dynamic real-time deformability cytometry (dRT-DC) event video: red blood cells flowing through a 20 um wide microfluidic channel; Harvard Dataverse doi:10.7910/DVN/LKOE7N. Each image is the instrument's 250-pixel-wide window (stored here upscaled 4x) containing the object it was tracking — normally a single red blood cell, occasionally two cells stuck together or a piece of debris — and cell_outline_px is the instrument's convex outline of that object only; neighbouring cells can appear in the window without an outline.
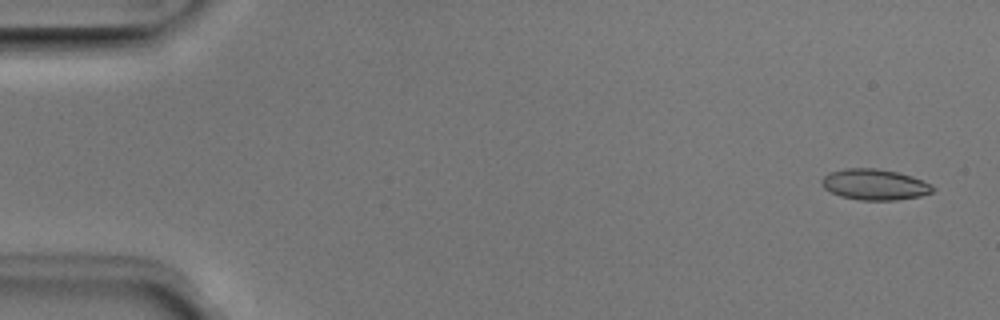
{"species": "Egyptian fruit bat (a non-hibernating species)", "species_latin": "Rousettus aegyptiacus", "temperature_condition": "room temperature", "stored_images_in_passage": 50, "camera_frame_rate_fps": 3000, "um_per_image_px": 0.085, "animal": {"sex": "male"}, "frame": {"image": 1, "passage_image": 2, "time_ms": 0.333, "image_size_px": [1000, 320], "cell_outline_px": [[936, 188], [932, 192], [920, 196], [896, 200], [860, 200], [840, 196], [824, 188], [820, 184], [820, 180], [824, 176], [832, 172], [844, 168], [876, 168], [896, 172], [912, 176], [932, 184]], "centroid_in_image_um": [74.35, 15.68], "position_along_channel_um": 10.7, "area_um2": 20.0}}
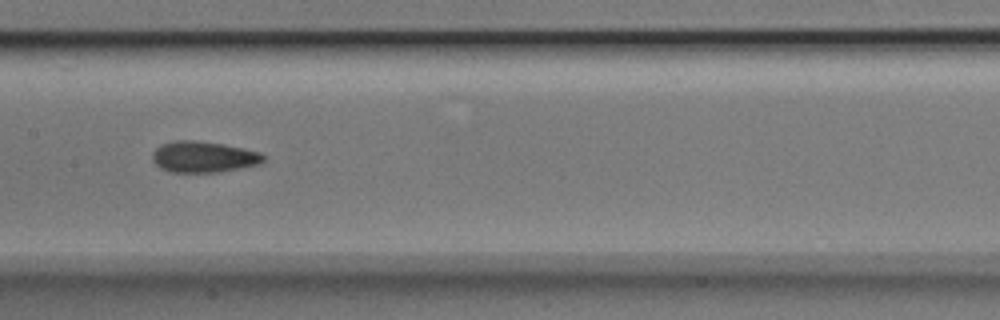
{"frame": {"image": 2, "passage_image": 25, "time_ms": 8.0, "image_size_px": [1000, 320], "cell_outline_px": [[264, 160], [260, 164], [220, 172], [168, 172], [160, 168], [152, 160], [152, 152], [160, 144], [176, 140], [192, 140], [224, 144], [244, 148], [260, 152], [264, 156]], "centroid_in_image_um": [17.28, 13.33], "position_along_channel_um": 190.1, "area_um2": 20.29}}
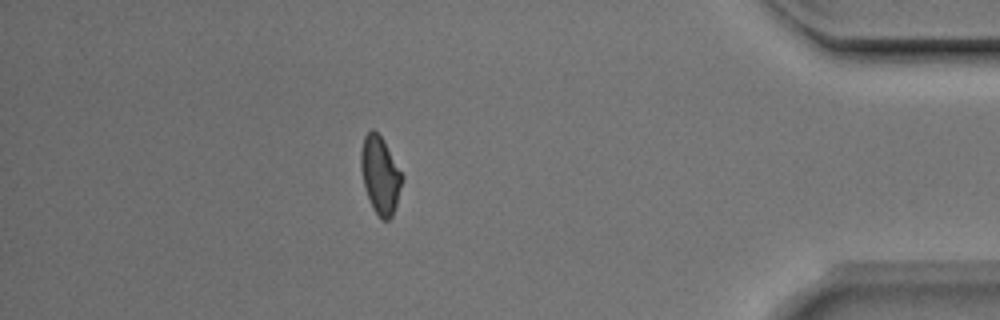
{"frame": {"image": 3, "passage_image": 44, "time_ms": 14.333, "image_size_px": [1000, 320], "cell_outline_px": [[404, 176], [396, 204], [392, 216], [388, 220], [380, 220], [372, 208], [364, 184], [360, 168], [360, 152], [364, 136], [372, 128], [380, 136]], "centroid_in_image_um": [32.3, 14.9], "position_along_channel_um": 402.9, "area_um2": 18.38}, "authors_computed_cell_mechanics": {"area_um2": 19.4497, "velocity_mm_per_s": 4.0284, "shape_relaxation_time_tau1_ms": 2.2608, "shape_relaxation_time_tau2_ms": 1.7215, "deformation_change_tau1": 0.1151, "deformation_change_tau2": 0.0882}}